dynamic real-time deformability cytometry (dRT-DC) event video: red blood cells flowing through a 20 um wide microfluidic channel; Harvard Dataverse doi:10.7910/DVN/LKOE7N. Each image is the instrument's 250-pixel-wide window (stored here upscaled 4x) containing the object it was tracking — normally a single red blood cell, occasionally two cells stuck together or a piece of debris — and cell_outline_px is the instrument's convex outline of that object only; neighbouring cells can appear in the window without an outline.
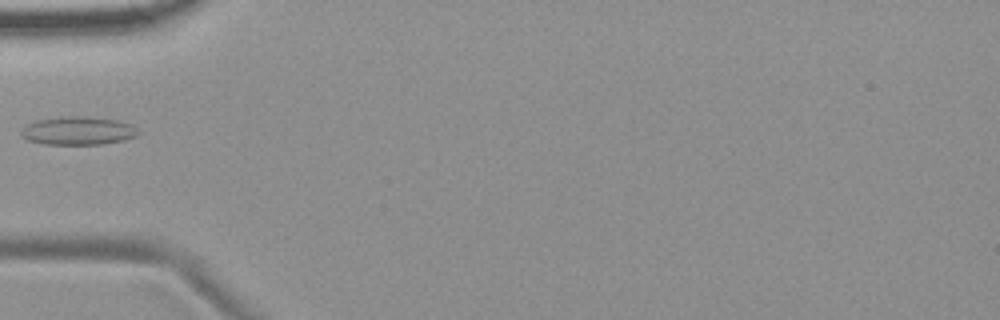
{"species": "common noctule bat (a hibernating species)", "species_latin": "Nyctalus noctula", "temperature_condition": "room temperature", "stored_images_in_passage": 4, "camera_frame_rate_fps": 3000, "um_per_image_px": 0.085, "animal": {"sex": "female", "body_mass_g": 19.9}, "frame": {"image": 1, "passage_image": 3, "time_ms": 2.333, "image_size_px": [1000, 320], "cell_outline_px": [[140, 132], [136, 136], [124, 140], [104, 144], [44, 144], [28, 140], [20, 136], [20, 128], [36, 120], [68, 116], [88, 116], [116, 120], [132, 124]], "centroid_in_image_um": [6.63, 11.11], "position_along_channel_um": 78.4, "area_um2": 19.42}}